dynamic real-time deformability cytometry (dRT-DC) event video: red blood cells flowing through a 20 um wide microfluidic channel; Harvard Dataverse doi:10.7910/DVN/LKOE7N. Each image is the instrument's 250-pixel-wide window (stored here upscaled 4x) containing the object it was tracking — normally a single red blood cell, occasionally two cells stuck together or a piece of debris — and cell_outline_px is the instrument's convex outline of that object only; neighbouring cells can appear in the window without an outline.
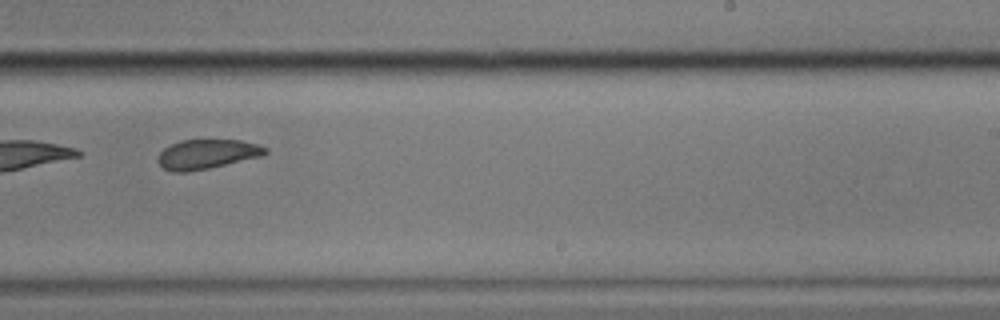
{"species": "common noctule bat (a hibernating species)", "species_latin": "Nyctalus noctula", "temperature_condition": "cold", "stored_images_in_passage": 12, "camera_frame_rate_fps": 3000, "um_per_image_px": 0.085, "animal": {"sex": "male", "body_mass_g": 17.9}, "frame": {"image": 1, "passage_image": 9, "time_ms": 10.667, "image_size_px": [1000, 320], "cell_outline_px": [[268, 152], [264, 156], [208, 168], [188, 172], [172, 172], [164, 168], [156, 160], [160, 152], [164, 148], [180, 140], [240, 140], [256, 144], [268, 148]], "centroid_in_image_um": [17.6, 13.1], "position_along_channel_um": 271.4, "area_um2": 18.5}}
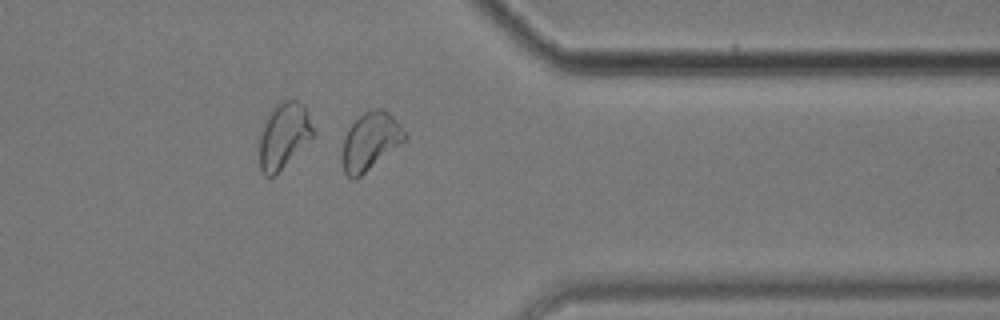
{"frame": {"image": 2, "passage_image": 12, "time_ms": 14.0, "image_size_px": [1000, 320], "cell_outline_px": [[408, 136], [404, 140], [356, 180], [352, 180], [344, 172], [340, 160], [340, 156], [344, 136], [348, 128], [364, 112], [376, 108], [384, 108], [400, 124]], "centroid_in_image_um": [31.42, 12.02], "position_along_channel_um": 380.0, "area_um2": 21.04}, "authors_computed_cell_mechanics": {"area_um2": 19.9699, "velocity_mm_per_s": 3.4914, "shape_relaxation_time_tau1_ms": 4.4639, "shape_relaxation_time_tau2_ms": null, "deformation_change_tau1": 0.1675, "deformation_change_tau2": null}}